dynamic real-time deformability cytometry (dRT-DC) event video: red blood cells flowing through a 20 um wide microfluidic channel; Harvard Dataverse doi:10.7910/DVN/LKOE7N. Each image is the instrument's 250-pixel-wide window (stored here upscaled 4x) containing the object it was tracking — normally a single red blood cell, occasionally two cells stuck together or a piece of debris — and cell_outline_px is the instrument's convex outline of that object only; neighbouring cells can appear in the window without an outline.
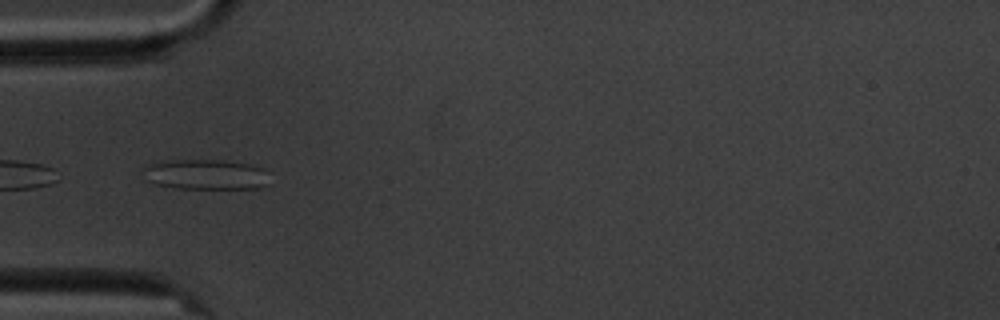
{"species": "common noctule bat (a hibernating species)", "species_latin": "Nyctalus noctula", "temperature_condition": "cold", "stored_images_in_passage": 10, "camera_frame_rate_fps": 3000, "um_per_image_px": 0.085, "animal": {"sex": "male", "body_mass_g": 20.1, "forearm_length_mm": 53.5}, "frame": {"image": 1, "passage_image": 5, "time_ms": 5.667, "image_size_px": [1000, 320], "cell_outline_px": [[272, 172], [268, 184], [260, 188], [176, 188], [156, 184], [144, 180], [140, 168], [144, 164], [160, 160], [220, 160], [248, 164], [264, 168]], "centroid_in_image_um": [17.44, 14.82], "position_along_channel_um": 67.6, "area_um2": 23.0}}
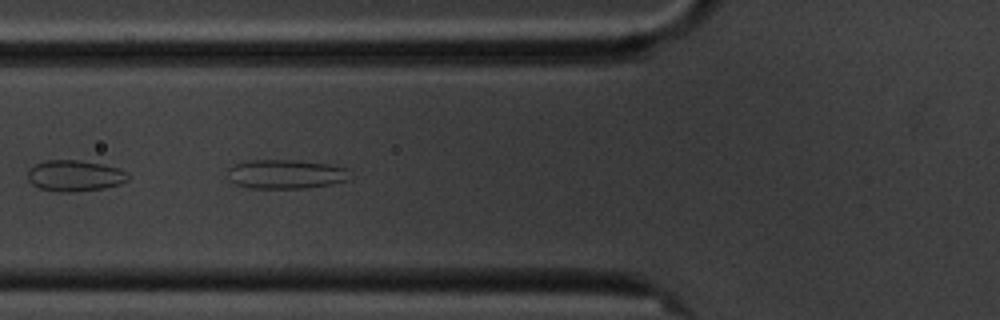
{"frame": {"image": 2, "passage_image": 6, "time_ms": 6.667, "image_size_px": [1000, 320], "cell_outline_px": [[348, 180], [332, 184], [304, 188], [248, 188], [236, 184], [228, 180], [228, 168], [244, 160], [296, 160], [328, 164], [348, 168]], "centroid_in_image_um": [24.25, 14.8], "position_along_channel_um": 101.5, "area_um2": 20.87}}